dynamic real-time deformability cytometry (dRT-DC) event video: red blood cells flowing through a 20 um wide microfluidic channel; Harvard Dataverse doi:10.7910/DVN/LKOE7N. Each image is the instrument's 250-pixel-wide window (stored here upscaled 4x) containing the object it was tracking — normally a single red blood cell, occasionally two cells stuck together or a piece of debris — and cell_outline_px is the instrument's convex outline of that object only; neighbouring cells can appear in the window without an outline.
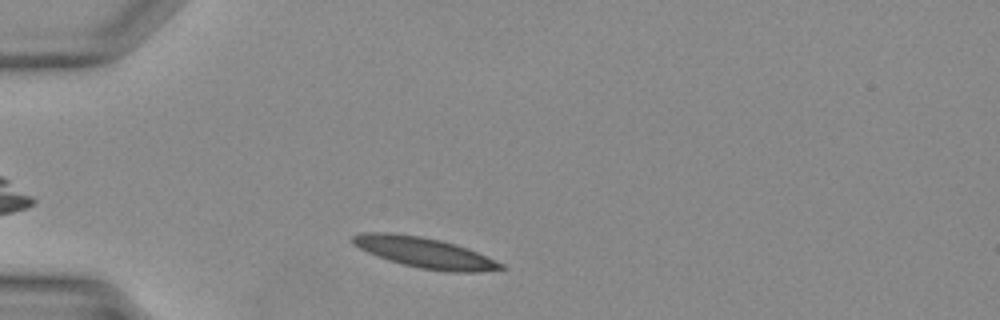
{"species": "Egyptian fruit bat (a non-hibernating species)", "species_latin": "Rousettus aegyptiacus", "temperature_condition": "warm", "stored_images_in_passage": 27, "camera_frame_rate_fps": 3000, "um_per_image_px": 0.085, "animal": {"sex": "female"}, "frame": {"image": 1, "passage_image": 2, "time_ms": 0.333, "image_size_px": [1000, 320], "cell_outline_px": [[508, 268], [480, 272], [448, 272], [420, 268], [388, 260], [368, 252], [352, 244], [352, 236], [364, 232], [388, 232], [420, 236], [440, 240], [476, 252], [504, 264]], "centroid_in_image_um": [36.08, 21.48], "position_along_channel_um": 48.9, "area_um2": 25.95}}
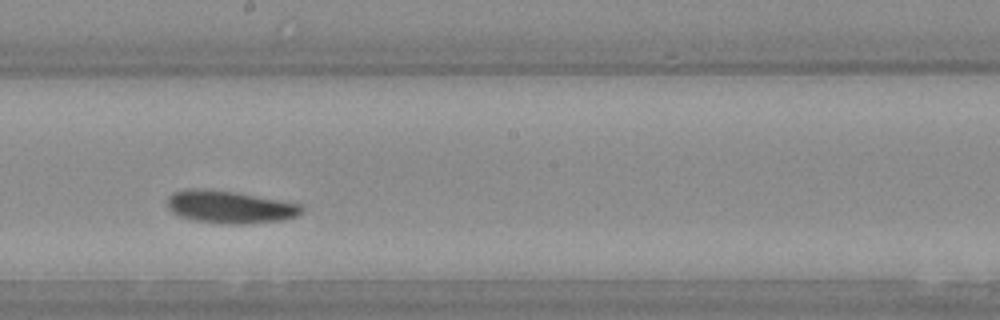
{"frame": {"image": 2, "passage_image": 14, "time_ms": 4.333, "image_size_px": [1000, 320], "cell_outline_px": [[304, 212], [296, 216], [284, 220], [248, 224], [220, 224], [192, 220], [180, 216], [172, 212], [168, 208], [168, 196], [172, 192], [188, 188], [200, 188], [236, 192], [300, 204], [304, 208]], "centroid_in_image_um": [19.52, 17.6], "position_along_channel_um": 228.7, "area_um2": 25.78}}
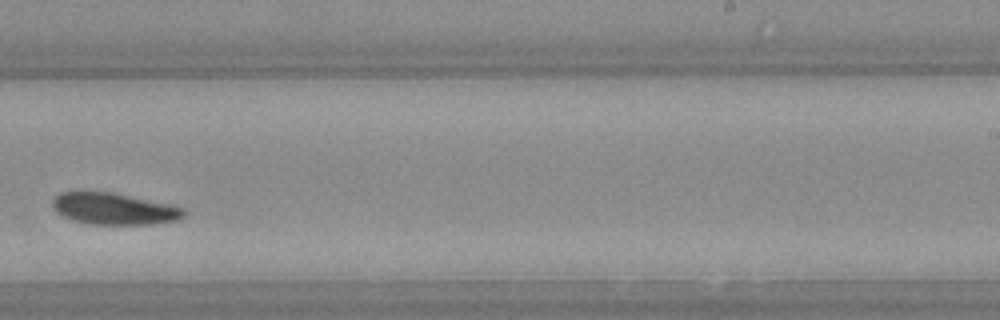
{"frame": {"image": 3, "passage_image": 17, "time_ms": 5.333, "image_size_px": [1000, 320], "cell_outline_px": [[184, 216], [176, 220], [152, 224], [88, 224], [72, 220], [56, 212], [52, 208], [52, 200], [60, 192], [112, 192], [168, 204], [184, 208]], "centroid_in_image_um": [9.65, 17.75], "position_along_channel_um": 279.4, "area_um2": 23.99}}